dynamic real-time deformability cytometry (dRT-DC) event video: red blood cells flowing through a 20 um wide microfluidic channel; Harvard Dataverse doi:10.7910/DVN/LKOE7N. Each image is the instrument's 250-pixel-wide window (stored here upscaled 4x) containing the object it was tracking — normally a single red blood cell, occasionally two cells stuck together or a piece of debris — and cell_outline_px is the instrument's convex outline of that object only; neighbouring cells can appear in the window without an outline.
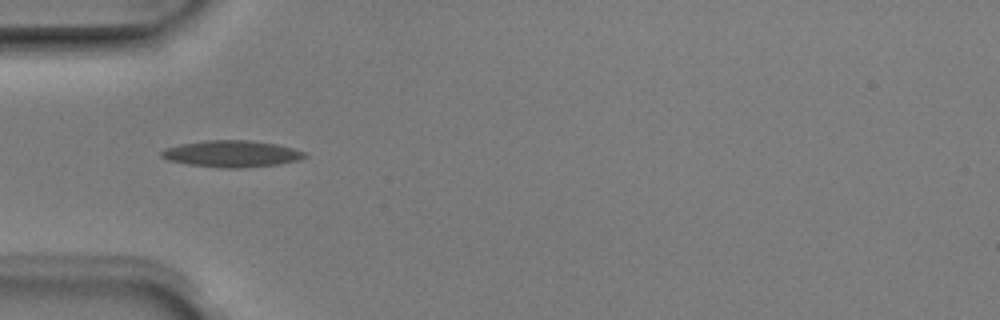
{"species": "Egyptian fruit bat (a non-hibernating species)", "species_latin": "Rousettus aegyptiacus", "temperature_condition": "room temperature", "stored_images_in_passage": 4, "camera_frame_rate_fps": 3000, "um_per_image_px": 0.085, "animal": {"sex": "male"}, "frame": {"image": 1, "passage_image": 3, "time_ms": 0.667, "image_size_px": [1000, 320], "cell_outline_px": [[308, 156], [296, 160], [276, 164], [240, 168], [220, 168], [188, 164], [168, 160], [160, 156], [160, 152], [164, 148], [180, 144], [208, 140], [252, 140], [276, 144], [292, 148], [304, 152]], "centroid_in_image_um": [19.64, 13.07], "position_along_channel_um": 65.4, "area_um2": 22.08}}
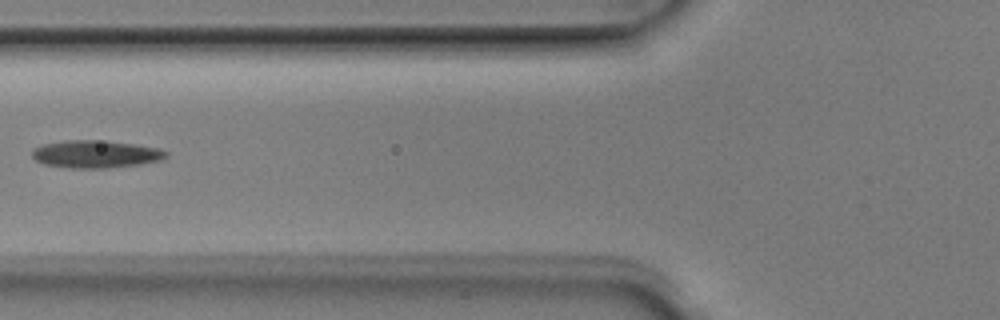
{"frame": {"image": 2, "passage_image": 4, "time_ms": 1.0, "image_size_px": [1000, 320], "cell_outline_px": [[168, 156], [160, 160], [140, 164], [104, 168], [68, 168], [44, 164], [36, 160], [32, 156], [32, 148], [40, 144], [64, 140], [92, 140], [132, 144], [160, 148], [168, 152]], "centroid_in_image_um": [8.09, 13.1], "position_along_channel_um": 117.7, "area_um2": 21.5}}